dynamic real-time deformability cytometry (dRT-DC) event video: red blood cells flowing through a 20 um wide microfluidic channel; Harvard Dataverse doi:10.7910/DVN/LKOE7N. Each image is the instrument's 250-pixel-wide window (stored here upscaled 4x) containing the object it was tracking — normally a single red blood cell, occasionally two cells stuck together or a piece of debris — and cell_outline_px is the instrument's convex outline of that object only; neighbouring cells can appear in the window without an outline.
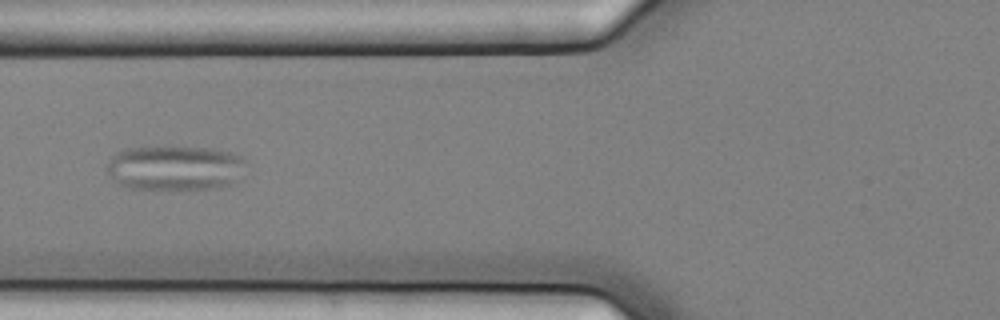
{"species": "common noctule bat (a hibernating species)", "species_latin": "Nyctalus noctula", "temperature_condition": "cold", "stored_images_in_passage": 12, "camera_frame_rate_fps": 3000, "um_per_image_px": 0.085, "animal": {"sex": "female", "body_mass_g": 25.1}, "frame": {"image": 1, "passage_image": 3, "time_ms": 0.667, "image_size_px": [1000, 320], "cell_outline_px": [[244, 160], [236, 184], [220, 188], [184, 192], [128, 188], [116, 184], [108, 172], [108, 160], [116, 152], [128, 148], [172, 144], [212, 148], [244, 156]], "centroid_in_image_um": [14.86, 14.29], "position_along_channel_um": 110.9, "area_um2": 38.38}}
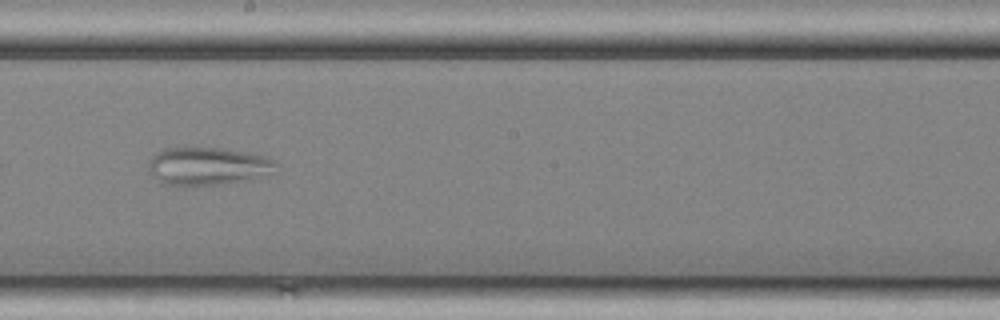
{"frame": {"image": 2, "passage_image": 6, "time_ms": 1.667, "image_size_px": [1000, 320], "cell_outline_px": [[276, 172], [244, 180], [216, 184], [164, 184], [148, 172], [148, 160], [156, 152], [164, 148], [220, 148], [244, 152], [264, 156], [272, 160], [276, 164]], "centroid_in_image_um": [17.62, 14.1], "position_along_channel_um": 230.6, "area_um2": 27.57}}
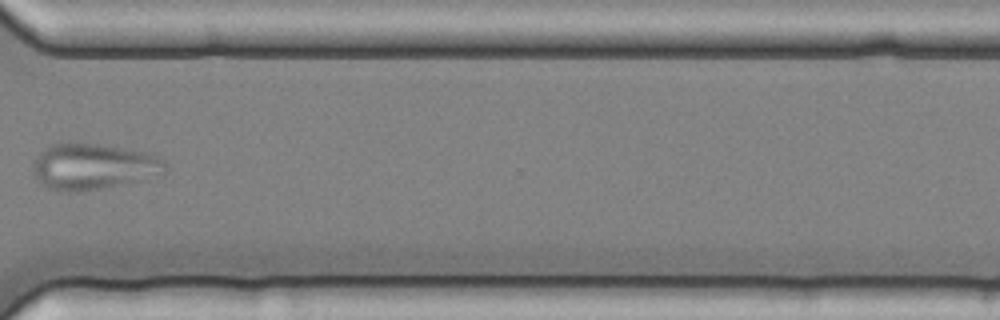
{"frame": {"image": 3, "passage_image": 9, "time_ms": 2.667, "image_size_px": [1000, 320], "cell_outline_px": [[164, 172], [136, 180], [100, 188], [76, 192], [68, 192], [48, 188], [40, 184], [32, 168], [36, 156], [44, 148], [52, 144], [72, 140], [100, 144], [152, 152], [160, 156], [164, 160]], "centroid_in_image_um": [7.87, 14.1], "position_along_channel_um": 362.7, "area_um2": 35.66}}